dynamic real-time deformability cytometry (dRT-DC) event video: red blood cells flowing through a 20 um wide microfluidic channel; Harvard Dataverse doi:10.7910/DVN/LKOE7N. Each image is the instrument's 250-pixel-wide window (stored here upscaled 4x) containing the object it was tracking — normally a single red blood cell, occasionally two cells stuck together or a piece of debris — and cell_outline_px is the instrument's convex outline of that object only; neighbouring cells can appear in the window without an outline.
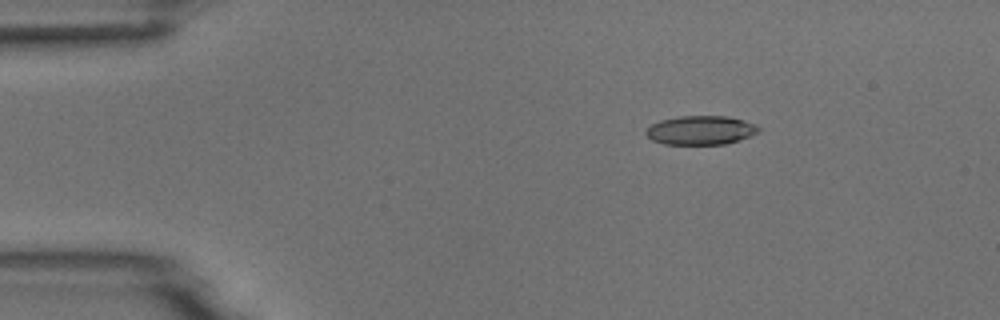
{"species": "common noctule bat (a hibernating species)", "species_latin": "Nyctalus noctula", "temperature_condition": "room temperature", "stored_images_in_passage": 4, "camera_frame_rate_fps": 3000, "um_per_image_px": 0.085, "animal": {"sex": "male", "body_mass_g": 18.8}, "frame": {"image": 1, "passage_image": 2, "time_ms": 1.333, "image_size_px": [1000, 320], "cell_outline_px": [[760, 132], [740, 140], [724, 144], [664, 144], [652, 140], [644, 132], [652, 124], [660, 120], [680, 116], [728, 116], [744, 120], [756, 124], [760, 128]], "centroid_in_image_um": [59.59, 11.06], "position_along_channel_um": 25.4, "area_um2": 19.07}}